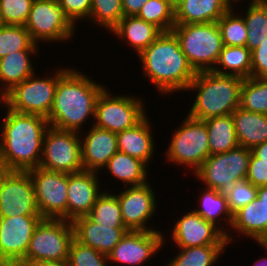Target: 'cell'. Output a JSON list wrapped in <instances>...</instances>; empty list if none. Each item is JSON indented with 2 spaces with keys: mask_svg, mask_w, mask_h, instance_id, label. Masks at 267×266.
<instances>
[{
  "mask_svg": "<svg viewBox=\"0 0 267 266\" xmlns=\"http://www.w3.org/2000/svg\"><path fill=\"white\" fill-rule=\"evenodd\" d=\"M0 121V169L28 171L39 167L48 120L5 108Z\"/></svg>",
  "mask_w": 267,
  "mask_h": 266,
  "instance_id": "1",
  "label": "cell"
},
{
  "mask_svg": "<svg viewBox=\"0 0 267 266\" xmlns=\"http://www.w3.org/2000/svg\"><path fill=\"white\" fill-rule=\"evenodd\" d=\"M105 87L83 71L70 67L58 80L47 119L49 126L81 133L87 120L94 123L96 101Z\"/></svg>",
  "mask_w": 267,
  "mask_h": 266,
  "instance_id": "2",
  "label": "cell"
},
{
  "mask_svg": "<svg viewBox=\"0 0 267 266\" xmlns=\"http://www.w3.org/2000/svg\"><path fill=\"white\" fill-rule=\"evenodd\" d=\"M142 76L152 82L159 96L186 91L196 76L172 31L162 32L140 55ZM173 93V94H172Z\"/></svg>",
  "mask_w": 267,
  "mask_h": 266,
  "instance_id": "3",
  "label": "cell"
},
{
  "mask_svg": "<svg viewBox=\"0 0 267 266\" xmlns=\"http://www.w3.org/2000/svg\"><path fill=\"white\" fill-rule=\"evenodd\" d=\"M244 79L234 75H222L213 71H200L189 84L186 93L192 92L187 115L197 120L230 115L240 107L241 87Z\"/></svg>",
  "mask_w": 267,
  "mask_h": 266,
  "instance_id": "4",
  "label": "cell"
},
{
  "mask_svg": "<svg viewBox=\"0 0 267 266\" xmlns=\"http://www.w3.org/2000/svg\"><path fill=\"white\" fill-rule=\"evenodd\" d=\"M171 31L196 72L214 69L224 46L217 22L175 24Z\"/></svg>",
  "mask_w": 267,
  "mask_h": 266,
  "instance_id": "5",
  "label": "cell"
},
{
  "mask_svg": "<svg viewBox=\"0 0 267 266\" xmlns=\"http://www.w3.org/2000/svg\"><path fill=\"white\" fill-rule=\"evenodd\" d=\"M181 121L171 133L172 138L164 156L169 165L171 162L172 165L176 164V167L186 166L193 176L210 156L208 132L203 120L191 118L186 114Z\"/></svg>",
  "mask_w": 267,
  "mask_h": 266,
  "instance_id": "6",
  "label": "cell"
},
{
  "mask_svg": "<svg viewBox=\"0 0 267 266\" xmlns=\"http://www.w3.org/2000/svg\"><path fill=\"white\" fill-rule=\"evenodd\" d=\"M70 67H59L54 73L32 74L30 77L15 85L7 92V108L48 119L55 97L59 78Z\"/></svg>",
  "mask_w": 267,
  "mask_h": 266,
  "instance_id": "7",
  "label": "cell"
},
{
  "mask_svg": "<svg viewBox=\"0 0 267 266\" xmlns=\"http://www.w3.org/2000/svg\"><path fill=\"white\" fill-rule=\"evenodd\" d=\"M108 88L106 86L97 98L95 119L91 123L95 127L118 133L135 126L148 114V105L140 95L120 92L114 95Z\"/></svg>",
  "mask_w": 267,
  "mask_h": 266,
  "instance_id": "8",
  "label": "cell"
},
{
  "mask_svg": "<svg viewBox=\"0 0 267 266\" xmlns=\"http://www.w3.org/2000/svg\"><path fill=\"white\" fill-rule=\"evenodd\" d=\"M74 239L71 221L43 218L29 242L24 259L17 266H28L35 261L67 260Z\"/></svg>",
  "mask_w": 267,
  "mask_h": 266,
  "instance_id": "9",
  "label": "cell"
},
{
  "mask_svg": "<svg viewBox=\"0 0 267 266\" xmlns=\"http://www.w3.org/2000/svg\"><path fill=\"white\" fill-rule=\"evenodd\" d=\"M24 27L38 45L42 42L44 45L66 43L74 38L75 30L79 29L66 16L58 0H34Z\"/></svg>",
  "mask_w": 267,
  "mask_h": 266,
  "instance_id": "10",
  "label": "cell"
},
{
  "mask_svg": "<svg viewBox=\"0 0 267 266\" xmlns=\"http://www.w3.org/2000/svg\"><path fill=\"white\" fill-rule=\"evenodd\" d=\"M251 149L238 146L224 153L210 155L193 174L202 186L225 192L236 182L245 180Z\"/></svg>",
  "mask_w": 267,
  "mask_h": 266,
  "instance_id": "11",
  "label": "cell"
},
{
  "mask_svg": "<svg viewBox=\"0 0 267 266\" xmlns=\"http://www.w3.org/2000/svg\"><path fill=\"white\" fill-rule=\"evenodd\" d=\"M39 167L66 174L84 170L81 160L80 133L49 126L43 141Z\"/></svg>",
  "mask_w": 267,
  "mask_h": 266,
  "instance_id": "12",
  "label": "cell"
},
{
  "mask_svg": "<svg viewBox=\"0 0 267 266\" xmlns=\"http://www.w3.org/2000/svg\"><path fill=\"white\" fill-rule=\"evenodd\" d=\"M35 193V201L43 218L68 221V174L41 167L28 170Z\"/></svg>",
  "mask_w": 267,
  "mask_h": 266,
  "instance_id": "13",
  "label": "cell"
},
{
  "mask_svg": "<svg viewBox=\"0 0 267 266\" xmlns=\"http://www.w3.org/2000/svg\"><path fill=\"white\" fill-rule=\"evenodd\" d=\"M41 216L28 171L0 169V217Z\"/></svg>",
  "mask_w": 267,
  "mask_h": 266,
  "instance_id": "14",
  "label": "cell"
},
{
  "mask_svg": "<svg viewBox=\"0 0 267 266\" xmlns=\"http://www.w3.org/2000/svg\"><path fill=\"white\" fill-rule=\"evenodd\" d=\"M154 190L149 181L139 186L124 187L121 192H113L118 198L121 216L129 231L158 230L149 225L152 223L149 221L157 215L158 200Z\"/></svg>",
  "mask_w": 267,
  "mask_h": 266,
  "instance_id": "15",
  "label": "cell"
},
{
  "mask_svg": "<svg viewBox=\"0 0 267 266\" xmlns=\"http://www.w3.org/2000/svg\"><path fill=\"white\" fill-rule=\"evenodd\" d=\"M166 236L161 230L128 231L108 255L109 265H146L166 246Z\"/></svg>",
  "mask_w": 267,
  "mask_h": 266,
  "instance_id": "16",
  "label": "cell"
},
{
  "mask_svg": "<svg viewBox=\"0 0 267 266\" xmlns=\"http://www.w3.org/2000/svg\"><path fill=\"white\" fill-rule=\"evenodd\" d=\"M42 216L0 218V266H17L25 257Z\"/></svg>",
  "mask_w": 267,
  "mask_h": 266,
  "instance_id": "17",
  "label": "cell"
},
{
  "mask_svg": "<svg viewBox=\"0 0 267 266\" xmlns=\"http://www.w3.org/2000/svg\"><path fill=\"white\" fill-rule=\"evenodd\" d=\"M187 209L174 221L172 229H168L171 233L168 240H172L175 247L229 245L218 227L202 218L192 207Z\"/></svg>",
  "mask_w": 267,
  "mask_h": 266,
  "instance_id": "18",
  "label": "cell"
},
{
  "mask_svg": "<svg viewBox=\"0 0 267 266\" xmlns=\"http://www.w3.org/2000/svg\"><path fill=\"white\" fill-rule=\"evenodd\" d=\"M100 175L87 170L68 174V221L73 222L90 213L105 189Z\"/></svg>",
  "mask_w": 267,
  "mask_h": 266,
  "instance_id": "19",
  "label": "cell"
},
{
  "mask_svg": "<svg viewBox=\"0 0 267 266\" xmlns=\"http://www.w3.org/2000/svg\"><path fill=\"white\" fill-rule=\"evenodd\" d=\"M88 130L80 133L81 160L84 170L100 174L107 162L118 151L115 132L88 125ZM87 131V132H86ZM86 132V133H85Z\"/></svg>",
  "mask_w": 267,
  "mask_h": 266,
  "instance_id": "20",
  "label": "cell"
},
{
  "mask_svg": "<svg viewBox=\"0 0 267 266\" xmlns=\"http://www.w3.org/2000/svg\"><path fill=\"white\" fill-rule=\"evenodd\" d=\"M230 229L225 235L229 245L237 242V238L234 236L247 237L252 239L251 241L254 240V243L267 242V208L263 202L256 197L252 202L235 212ZM231 231L236 234L232 235Z\"/></svg>",
  "mask_w": 267,
  "mask_h": 266,
  "instance_id": "21",
  "label": "cell"
},
{
  "mask_svg": "<svg viewBox=\"0 0 267 266\" xmlns=\"http://www.w3.org/2000/svg\"><path fill=\"white\" fill-rule=\"evenodd\" d=\"M151 121L149 114H147L135 126L116 133L118 151L143 161L148 167L157 153L155 152L157 146L154 144L156 143L155 134L152 133L154 132L152 130L154 125Z\"/></svg>",
  "mask_w": 267,
  "mask_h": 266,
  "instance_id": "22",
  "label": "cell"
},
{
  "mask_svg": "<svg viewBox=\"0 0 267 266\" xmlns=\"http://www.w3.org/2000/svg\"><path fill=\"white\" fill-rule=\"evenodd\" d=\"M74 238L80 243L92 247L108 256L118 242L129 231L127 228H111L93 222L88 216H82L73 222Z\"/></svg>",
  "mask_w": 267,
  "mask_h": 266,
  "instance_id": "23",
  "label": "cell"
},
{
  "mask_svg": "<svg viewBox=\"0 0 267 266\" xmlns=\"http://www.w3.org/2000/svg\"><path fill=\"white\" fill-rule=\"evenodd\" d=\"M234 0H182L175 8V24L217 22Z\"/></svg>",
  "mask_w": 267,
  "mask_h": 266,
  "instance_id": "24",
  "label": "cell"
},
{
  "mask_svg": "<svg viewBox=\"0 0 267 266\" xmlns=\"http://www.w3.org/2000/svg\"><path fill=\"white\" fill-rule=\"evenodd\" d=\"M162 31L153 24L147 23L137 16L123 17L110 34L123 41L140 55L152 42H154Z\"/></svg>",
  "mask_w": 267,
  "mask_h": 266,
  "instance_id": "25",
  "label": "cell"
},
{
  "mask_svg": "<svg viewBox=\"0 0 267 266\" xmlns=\"http://www.w3.org/2000/svg\"><path fill=\"white\" fill-rule=\"evenodd\" d=\"M40 50H20L12 52L0 59V89L6 93L36 73L34 61ZM33 55V56H32Z\"/></svg>",
  "mask_w": 267,
  "mask_h": 266,
  "instance_id": "26",
  "label": "cell"
},
{
  "mask_svg": "<svg viewBox=\"0 0 267 266\" xmlns=\"http://www.w3.org/2000/svg\"><path fill=\"white\" fill-rule=\"evenodd\" d=\"M105 169V170H104ZM148 166L141 160L131 157L128 154L117 151L107 162L101 172L107 171L109 177H113L116 183L123 184V187L139 186L148 181Z\"/></svg>",
  "mask_w": 267,
  "mask_h": 266,
  "instance_id": "27",
  "label": "cell"
},
{
  "mask_svg": "<svg viewBox=\"0 0 267 266\" xmlns=\"http://www.w3.org/2000/svg\"><path fill=\"white\" fill-rule=\"evenodd\" d=\"M201 189L197 200L199 204L196 203L197 207L193 210L226 235L230 230L233 215L229 210L225 193L203 186Z\"/></svg>",
  "mask_w": 267,
  "mask_h": 266,
  "instance_id": "28",
  "label": "cell"
},
{
  "mask_svg": "<svg viewBox=\"0 0 267 266\" xmlns=\"http://www.w3.org/2000/svg\"><path fill=\"white\" fill-rule=\"evenodd\" d=\"M234 127L240 146L252 149L267 141V115L238 107L233 113Z\"/></svg>",
  "mask_w": 267,
  "mask_h": 266,
  "instance_id": "29",
  "label": "cell"
},
{
  "mask_svg": "<svg viewBox=\"0 0 267 266\" xmlns=\"http://www.w3.org/2000/svg\"><path fill=\"white\" fill-rule=\"evenodd\" d=\"M210 155L224 153L239 146L232 114L205 120Z\"/></svg>",
  "mask_w": 267,
  "mask_h": 266,
  "instance_id": "30",
  "label": "cell"
},
{
  "mask_svg": "<svg viewBox=\"0 0 267 266\" xmlns=\"http://www.w3.org/2000/svg\"><path fill=\"white\" fill-rule=\"evenodd\" d=\"M229 245H205L197 247H177L173 258L164 266H215ZM175 256V257H174Z\"/></svg>",
  "mask_w": 267,
  "mask_h": 266,
  "instance_id": "31",
  "label": "cell"
},
{
  "mask_svg": "<svg viewBox=\"0 0 267 266\" xmlns=\"http://www.w3.org/2000/svg\"><path fill=\"white\" fill-rule=\"evenodd\" d=\"M215 73L234 75L247 79L251 77V51L246 46H223Z\"/></svg>",
  "mask_w": 267,
  "mask_h": 266,
  "instance_id": "32",
  "label": "cell"
},
{
  "mask_svg": "<svg viewBox=\"0 0 267 266\" xmlns=\"http://www.w3.org/2000/svg\"><path fill=\"white\" fill-rule=\"evenodd\" d=\"M246 1V4H248L246 8L245 5L239 8L245 10L243 14L241 12V16L244 18L248 29L246 47L253 51L267 39V4Z\"/></svg>",
  "mask_w": 267,
  "mask_h": 266,
  "instance_id": "33",
  "label": "cell"
},
{
  "mask_svg": "<svg viewBox=\"0 0 267 266\" xmlns=\"http://www.w3.org/2000/svg\"><path fill=\"white\" fill-rule=\"evenodd\" d=\"M106 190V191H105ZM87 215L93 222L111 228H126L117 196L106 188Z\"/></svg>",
  "mask_w": 267,
  "mask_h": 266,
  "instance_id": "34",
  "label": "cell"
},
{
  "mask_svg": "<svg viewBox=\"0 0 267 266\" xmlns=\"http://www.w3.org/2000/svg\"><path fill=\"white\" fill-rule=\"evenodd\" d=\"M241 1L234 0L233 6L217 21L224 46H246L248 29L239 8L238 11L236 8Z\"/></svg>",
  "mask_w": 267,
  "mask_h": 266,
  "instance_id": "35",
  "label": "cell"
},
{
  "mask_svg": "<svg viewBox=\"0 0 267 266\" xmlns=\"http://www.w3.org/2000/svg\"><path fill=\"white\" fill-rule=\"evenodd\" d=\"M124 17L121 0H92L89 20L91 28L99 27L111 32Z\"/></svg>",
  "mask_w": 267,
  "mask_h": 266,
  "instance_id": "36",
  "label": "cell"
},
{
  "mask_svg": "<svg viewBox=\"0 0 267 266\" xmlns=\"http://www.w3.org/2000/svg\"><path fill=\"white\" fill-rule=\"evenodd\" d=\"M240 107L249 112L267 115V78L244 79Z\"/></svg>",
  "mask_w": 267,
  "mask_h": 266,
  "instance_id": "37",
  "label": "cell"
},
{
  "mask_svg": "<svg viewBox=\"0 0 267 266\" xmlns=\"http://www.w3.org/2000/svg\"><path fill=\"white\" fill-rule=\"evenodd\" d=\"M137 17L169 32L175 25V8L167 0H148L140 9Z\"/></svg>",
  "mask_w": 267,
  "mask_h": 266,
  "instance_id": "38",
  "label": "cell"
},
{
  "mask_svg": "<svg viewBox=\"0 0 267 266\" xmlns=\"http://www.w3.org/2000/svg\"><path fill=\"white\" fill-rule=\"evenodd\" d=\"M22 25H4L0 30V59L20 50H41Z\"/></svg>",
  "mask_w": 267,
  "mask_h": 266,
  "instance_id": "39",
  "label": "cell"
},
{
  "mask_svg": "<svg viewBox=\"0 0 267 266\" xmlns=\"http://www.w3.org/2000/svg\"><path fill=\"white\" fill-rule=\"evenodd\" d=\"M67 260L70 266H109L108 256L75 238L71 242Z\"/></svg>",
  "mask_w": 267,
  "mask_h": 266,
  "instance_id": "40",
  "label": "cell"
},
{
  "mask_svg": "<svg viewBox=\"0 0 267 266\" xmlns=\"http://www.w3.org/2000/svg\"><path fill=\"white\" fill-rule=\"evenodd\" d=\"M34 0H0V16L4 25L24 26Z\"/></svg>",
  "mask_w": 267,
  "mask_h": 266,
  "instance_id": "41",
  "label": "cell"
},
{
  "mask_svg": "<svg viewBox=\"0 0 267 266\" xmlns=\"http://www.w3.org/2000/svg\"><path fill=\"white\" fill-rule=\"evenodd\" d=\"M257 190L258 187H255L246 179L236 182L231 188L227 189L224 193L232 215L252 202L257 197Z\"/></svg>",
  "mask_w": 267,
  "mask_h": 266,
  "instance_id": "42",
  "label": "cell"
},
{
  "mask_svg": "<svg viewBox=\"0 0 267 266\" xmlns=\"http://www.w3.org/2000/svg\"><path fill=\"white\" fill-rule=\"evenodd\" d=\"M58 3L76 27L89 20L92 0H58Z\"/></svg>",
  "mask_w": 267,
  "mask_h": 266,
  "instance_id": "43",
  "label": "cell"
},
{
  "mask_svg": "<svg viewBox=\"0 0 267 266\" xmlns=\"http://www.w3.org/2000/svg\"><path fill=\"white\" fill-rule=\"evenodd\" d=\"M251 77L267 78V39L251 51Z\"/></svg>",
  "mask_w": 267,
  "mask_h": 266,
  "instance_id": "44",
  "label": "cell"
},
{
  "mask_svg": "<svg viewBox=\"0 0 267 266\" xmlns=\"http://www.w3.org/2000/svg\"><path fill=\"white\" fill-rule=\"evenodd\" d=\"M246 180L255 187L267 186V162H258V158L251 153Z\"/></svg>",
  "mask_w": 267,
  "mask_h": 266,
  "instance_id": "45",
  "label": "cell"
},
{
  "mask_svg": "<svg viewBox=\"0 0 267 266\" xmlns=\"http://www.w3.org/2000/svg\"><path fill=\"white\" fill-rule=\"evenodd\" d=\"M123 15L125 16H137L140 9L148 0H121Z\"/></svg>",
  "mask_w": 267,
  "mask_h": 266,
  "instance_id": "46",
  "label": "cell"
},
{
  "mask_svg": "<svg viewBox=\"0 0 267 266\" xmlns=\"http://www.w3.org/2000/svg\"><path fill=\"white\" fill-rule=\"evenodd\" d=\"M251 152L258 158V162H267V141L253 147Z\"/></svg>",
  "mask_w": 267,
  "mask_h": 266,
  "instance_id": "47",
  "label": "cell"
},
{
  "mask_svg": "<svg viewBox=\"0 0 267 266\" xmlns=\"http://www.w3.org/2000/svg\"><path fill=\"white\" fill-rule=\"evenodd\" d=\"M28 266H70L68 260H58V261H35L31 262Z\"/></svg>",
  "mask_w": 267,
  "mask_h": 266,
  "instance_id": "48",
  "label": "cell"
},
{
  "mask_svg": "<svg viewBox=\"0 0 267 266\" xmlns=\"http://www.w3.org/2000/svg\"><path fill=\"white\" fill-rule=\"evenodd\" d=\"M259 247H261L263 250L265 249V255H267V242H257ZM262 256V258L256 259L254 261L253 266H267V256Z\"/></svg>",
  "mask_w": 267,
  "mask_h": 266,
  "instance_id": "49",
  "label": "cell"
},
{
  "mask_svg": "<svg viewBox=\"0 0 267 266\" xmlns=\"http://www.w3.org/2000/svg\"><path fill=\"white\" fill-rule=\"evenodd\" d=\"M257 198L261 202H263V204L267 208V186L258 187V190H257Z\"/></svg>",
  "mask_w": 267,
  "mask_h": 266,
  "instance_id": "50",
  "label": "cell"
},
{
  "mask_svg": "<svg viewBox=\"0 0 267 266\" xmlns=\"http://www.w3.org/2000/svg\"><path fill=\"white\" fill-rule=\"evenodd\" d=\"M0 108H3V110H5L4 108H7V93L2 89H0ZM1 111L2 109L0 110V113Z\"/></svg>",
  "mask_w": 267,
  "mask_h": 266,
  "instance_id": "51",
  "label": "cell"
},
{
  "mask_svg": "<svg viewBox=\"0 0 267 266\" xmlns=\"http://www.w3.org/2000/svg\"><path fill=\"white\" fill-rule=\"evenodd\" d=\"M249 1L259 4H267V0H249Z\"/></svg>",
  "mask_w": 267,
  "mask_h": 266,
  "instance_id": "52",
  "label": "cell"
},
{
  "mask_svg": "<svg viewBox=\"0 0 267 266\" xmlns=\"http://www.w3.org/2000/svg\"><path fill=\"white\" fill-rule=\"evenodd\" d=\"M169 1L174 7L178 5L182 0H167Z\"/></svg>",
  "mask_w": 267,
  "mask_h": 266,
  "instance_id": "53",
  "label": "cell"
},
{
  "mask_svg": "<svg viewBox=\"0 0 267 266\" xmlns=\"http://www.w3.org/2000/svg\"><path fill=\"white\" fill-rule=\"evenodd\" d=\"M4 26V23H3V21H2V18H1V16H0V30H1V28Z\"/></svg>",
  "mask_w": 267,
  "mask_h": 266,
  "instance_id": "54",
  "label": "cell"
}]
</instances>
